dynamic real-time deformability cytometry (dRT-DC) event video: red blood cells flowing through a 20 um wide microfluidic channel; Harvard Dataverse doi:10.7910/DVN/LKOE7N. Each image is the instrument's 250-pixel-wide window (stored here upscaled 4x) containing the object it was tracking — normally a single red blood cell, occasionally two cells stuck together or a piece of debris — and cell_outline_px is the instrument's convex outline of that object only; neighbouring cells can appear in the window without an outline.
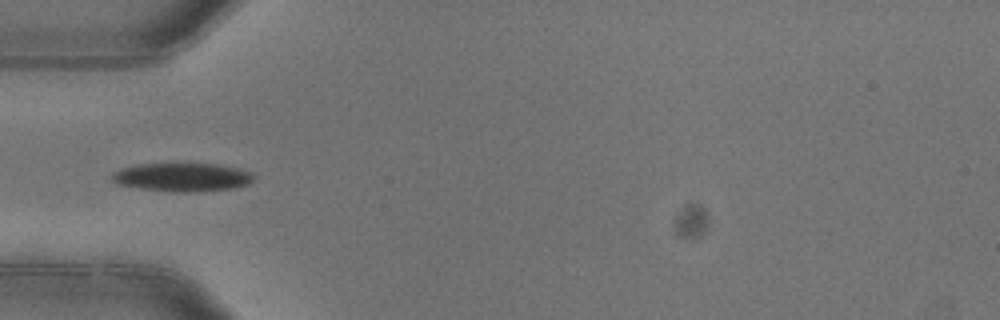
{"species": "common noctule bat (a hibernating species)", "species_latin": "Nyctalus noctula", "temperature_condition": "warm", "stored_images_in_passage": 3, "camera_frame_rate_fps": 3000, "um_per_image_px": 0.085, "animal": {"sex": "female"}, "frame": {"image": 1, "passage_image": 3, "time_ms": 0.667, "image_size_px": [1000, 320], "cell_outline_px": [[256, 176], [248, 184], [232, 188], [200, 192], [172, 192], [140, 188], [120, 184], [112, 180], [112, 172], [124, 168], [140, 164], [216, 164], [236, 168], [252, 172]], "centroid_in_image_um": [15.53, 15.07], "position_along_channel_um": 69.5, "area_um2": 23.35}}